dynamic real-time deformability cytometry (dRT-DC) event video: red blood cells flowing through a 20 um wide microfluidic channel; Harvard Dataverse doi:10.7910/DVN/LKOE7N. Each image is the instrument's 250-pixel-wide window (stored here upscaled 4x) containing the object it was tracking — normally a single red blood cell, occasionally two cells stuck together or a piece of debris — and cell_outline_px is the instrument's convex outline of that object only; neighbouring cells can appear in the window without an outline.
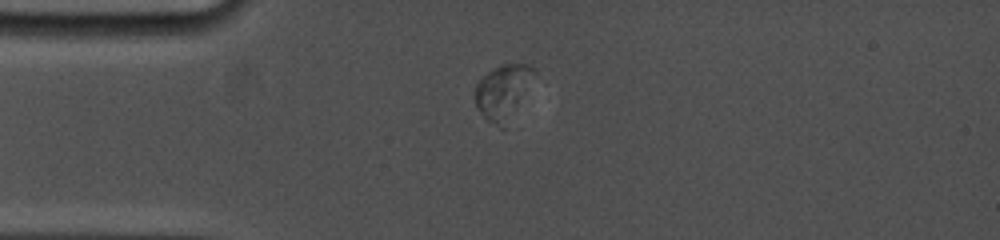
{"species": "common noctule bat (a hibernating species)", "species_latin": "Nyctalus noctula", "temperature_condition": "cold", "stored_images_in_passage": 40, "segment_of_instrument_passage": [1, 2], "camera_frame_rate_fps": 5000, "um_per_image_px": 0.085, "animal": {"sex": "female", "body_mass_g": 19.0, "forearm_length_mm": 53.3}, "frame": {"image": 1, "passage_image": 6, "time_ms": 3.6, "image_size_px": [1000, 240], "cell_outline_px": [[536, 72], [504, 128], [500, 128], [488, 120], [476, 108], [476, 84], [488, 72], [504, 64], [524, 64], [532, 68]], "centroid_in_image_um": [42.71, 7.8], "position_along_channel_um": 42.3, "area_um2": 17.74}}
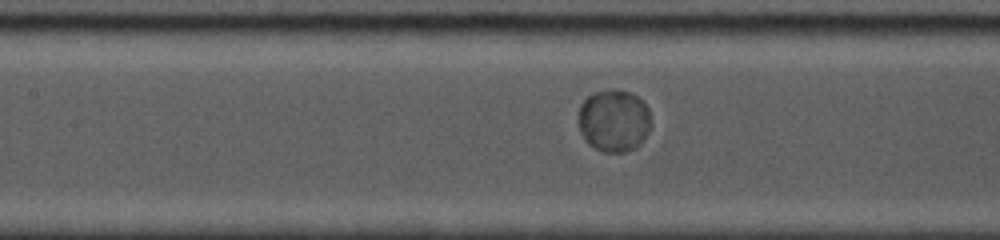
{"frame": {"image": 2, "passage_image": 16, "time_ms": 7.2, "image_size_px": [1000, 240], "cell_outline_px": [[648, 132], [644, 140], [636, 148], [624, 152], [604, 152], [588, 144], [580, 132], [580, 104], [588, 96], [596, 92], [632, 92], [648, 108]], "centroid_in_image_um": [52.17, 10.3], "position_along_channel_um": 155.2, "area_um2": 25.61}}
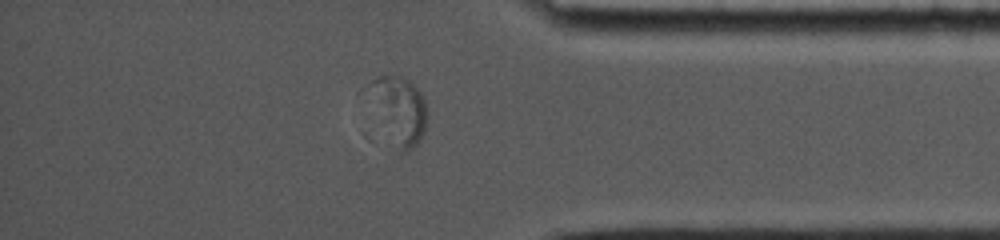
{"frame": {"image": 3, "passage_image": 35, "time_ms": 14.0, "image_size_px": [1000, 240], "cell_outline_px": [[424, 132], [420, 140], [408, 152], [404, 152], [400, 148], [372, 80], [376, 76], [400, 76], [408, 80], [420, 92], [424, 100]], "centroid_in_image_um": [34.18, 9.27], "position_along_channel_um": 401.0, "area_um2": 18.21}}